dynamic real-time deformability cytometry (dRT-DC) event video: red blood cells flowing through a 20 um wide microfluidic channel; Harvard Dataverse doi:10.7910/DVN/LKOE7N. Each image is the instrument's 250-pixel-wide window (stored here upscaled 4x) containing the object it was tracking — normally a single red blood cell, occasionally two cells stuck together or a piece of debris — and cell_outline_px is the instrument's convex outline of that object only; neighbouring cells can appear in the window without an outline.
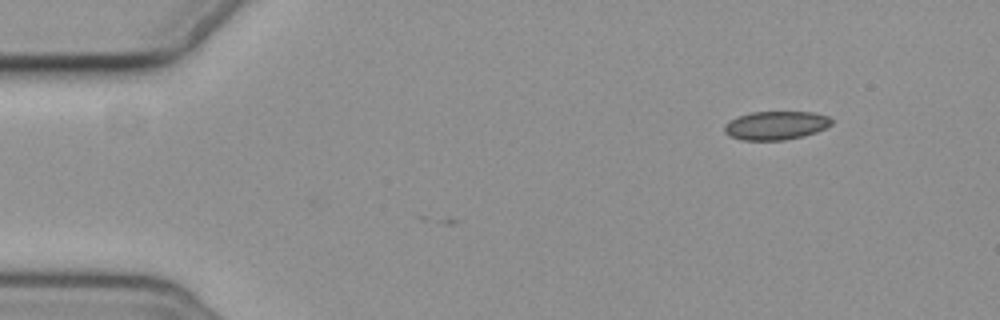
{"species": "common noctule bat (a hibernating species)", "species_latin": "Nyctalus noctula", "temperature_condition": "cold", "stored_images_in_passage": 4, "camera_frame_rate_fps": 3000, "um_per_image_px": 0.085, "animal": {"sex": "female", "body_mass_g": 19.3, "forearm_length_mm": 54.1}, "frame": {"image": 1, "passage_image": 1, "time_ms": 0.0, "image_size_px": [1000, 320], "cell_outline_px": [[832, 124], [816, 132], [804, 136], [784, 140], [740, 140], [728, 136], [724, 132], [724, 124], [740, 116], [752, 112], [812, 112], [828, 116], [832, 120]], "centroid_in_image_um": [65.94, 10.67], "position_along_channel_um": 19.1, "area_um2": 17.8}}
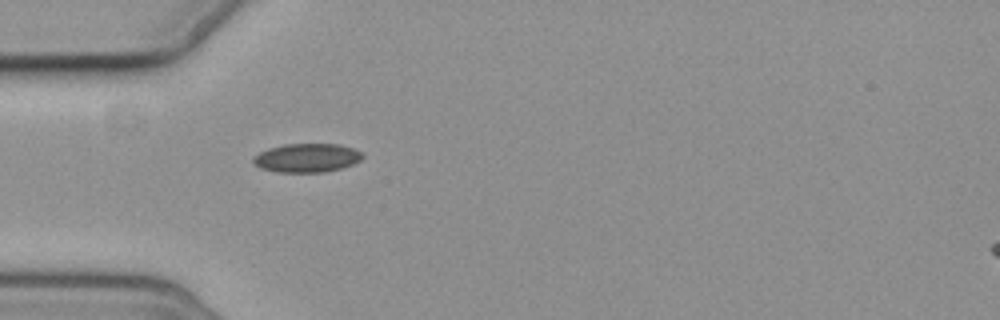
{"frame": {"image": 2, "passage_image": 4, "time_ms": 3.667, "image_size_px": [1000, 320], "cell_outline_px": [[364, 156], [360, 160], [352, 164], [340, 168], [324, 172], [276, 172], [260, 168], [252, 164], [252, 156], [268, 148], [284, 144], [340, 144], [352, 148], [360, 152]], "centroid_in_image_um": [26.02, 13.42], "position_along_channel_um": 59.0, "area_um2": 18.38}}